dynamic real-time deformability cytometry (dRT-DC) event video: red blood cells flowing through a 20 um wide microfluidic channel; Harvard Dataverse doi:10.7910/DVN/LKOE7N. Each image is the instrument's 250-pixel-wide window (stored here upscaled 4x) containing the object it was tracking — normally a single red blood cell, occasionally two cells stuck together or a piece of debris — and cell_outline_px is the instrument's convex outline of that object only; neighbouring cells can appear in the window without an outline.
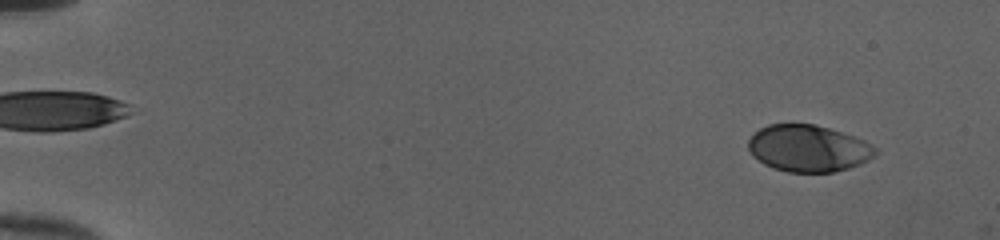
{"species": "human", "species_latin": "Homo sapiens", "temperature_condition": "cold", "stored_images_in_passage": 52, "camera_frame_rate_fps": 3000, "um_per_image_px": 0.085, "donor": {"sex": "female"}, "frame": {"image": 1, "passage_image": 4, "time_ms": 1.0, "image_size_px": [1000, 240], "cell_outline_px": [[876, 156], [860, 164], [848, 168], [832, 172], [788, 172], [772, 168], [764, 164], [752, 156], [748, 148], [748, 140], [760, 128], [768, 124], [812, 124], [828, 128], [864, 140], [872, 144], [876, 148]], "centroid_in_image_um": [68.69, 12.62], "position_along_channel_um": 16.3, "area_um2": 34.56}}
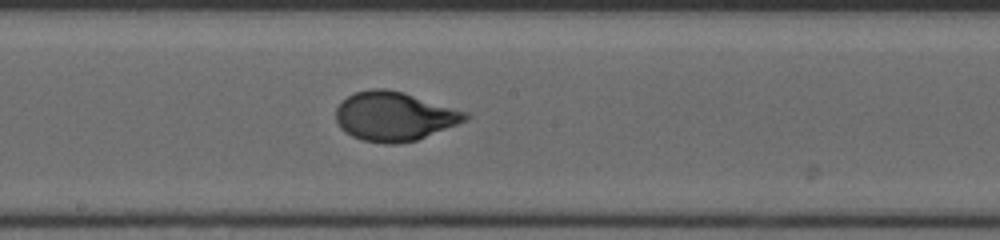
{"frame": {"image": 2, "passage_image": 30, "time_ms": 9.667, "image_size_px": [1000, 240], "cell_outline_px": [[468, 120], [416, 140], [396, 144], [384, 144], [364, 140], [352, 136], [344, 132], [340, 128], [336, 120], [336, 108], [348, 96], [356, 92], [372, 88], [384, 88], [404, 92], [468, 112]], "centroid_in_image_um": [33.51, 9.89], "position_along_channel_um": 214.7, "area_um2": 36.93}}
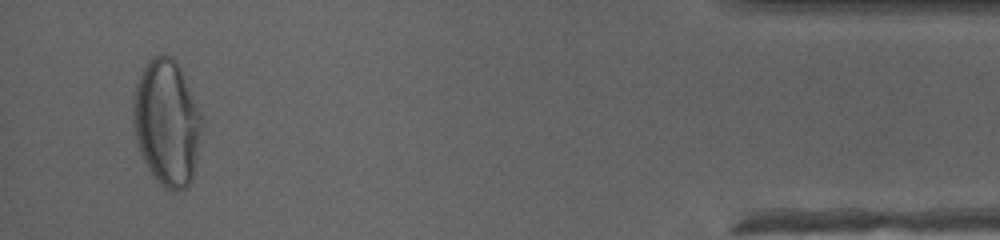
{"frame": {"image": 3, "passage_image": 50, "time_ms": 16.333, "image_size_px": [1000, 240], "cell_outline_px": [[204, 120], [192, 180], [184, 188], [176, 192], [172, 192], [164, 188], [156, 180], [148, 168], [140, 152], [132, 128], [132, 96], [140, 72], [148, 60], [152, 56], [172, 56], [176, 60], [184, 76]], "centroid_in_image_um": [14.16, 10.43], "position_along_channel_um": 421.0, "area_um2": 50.98}, "authors_computed_cell_mechanics": {"area_um2": 36.0961, "velocity_mm_per_s": 4.0013, "shape_relaxation_time_tau1_ms": 4.0329, "shape_relaxation_time_tau2_ms": null, "deformation_change_tau1": 0.198, "deformation_change_tau2": null}}